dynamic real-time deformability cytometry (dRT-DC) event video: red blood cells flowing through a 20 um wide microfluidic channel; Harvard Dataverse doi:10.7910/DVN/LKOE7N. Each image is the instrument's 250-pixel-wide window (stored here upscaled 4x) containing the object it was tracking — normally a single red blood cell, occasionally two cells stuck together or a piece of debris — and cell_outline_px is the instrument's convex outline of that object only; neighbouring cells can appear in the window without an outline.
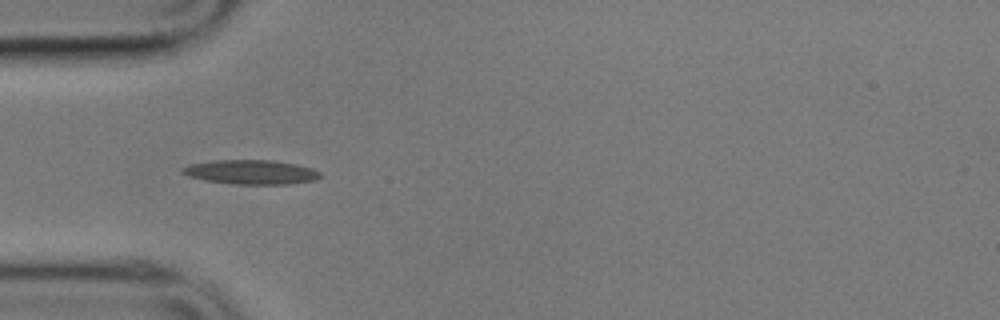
{"species": "common noctule bat (a hibernating species)", "species_latin": "Nyctalus noctula", "temperature_condition": "cold", "stored_images_in_passage": 4, "camera_frame_rate_fps": 3000, "um_per_image_px": 0.085, "animal": {"sex": "male", "body_mass_g": 17.9}, "frame": {"image": 1, "passage_image": 3, "time_ms": 2.333, "image_size_px": [1000, 320], "cell_outline_px": [[324, 176], [316, 180], [288, 184], [236, 184], [204, 180], [188, 176], [180, 172], [180, 168], [192, 164], [216, 160], [272, 160], [296, 164], [312, 168], [320, 172]], "centroid_in_image_um": [21.37, 14.63], "position_along_channel_um": 63.6, "area_um2": 19.59}}
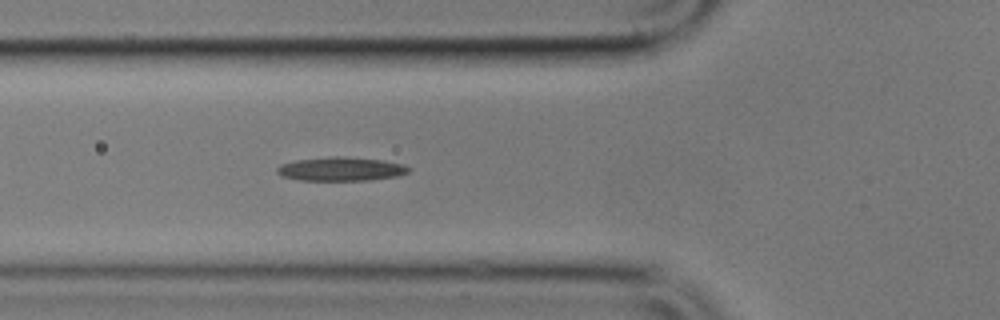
{"frame": {"image": 2, "passage_image": 4, "time_ms": 3.333, "image_size_px": [1000, 320], "cell_outline_px": [[412, 168], [408, 172], [396, 176], [368, 180], [300, 180], [280, 176], [276, 172], [276, 168], [280, 164], [296, 160], [332, 156], [336, 156], [384, 160], [404, 164]], "centroid_in_image_um": [28.96, 14.36], "position_along_channel_um": 96.8, "area_um2": 18.26}}